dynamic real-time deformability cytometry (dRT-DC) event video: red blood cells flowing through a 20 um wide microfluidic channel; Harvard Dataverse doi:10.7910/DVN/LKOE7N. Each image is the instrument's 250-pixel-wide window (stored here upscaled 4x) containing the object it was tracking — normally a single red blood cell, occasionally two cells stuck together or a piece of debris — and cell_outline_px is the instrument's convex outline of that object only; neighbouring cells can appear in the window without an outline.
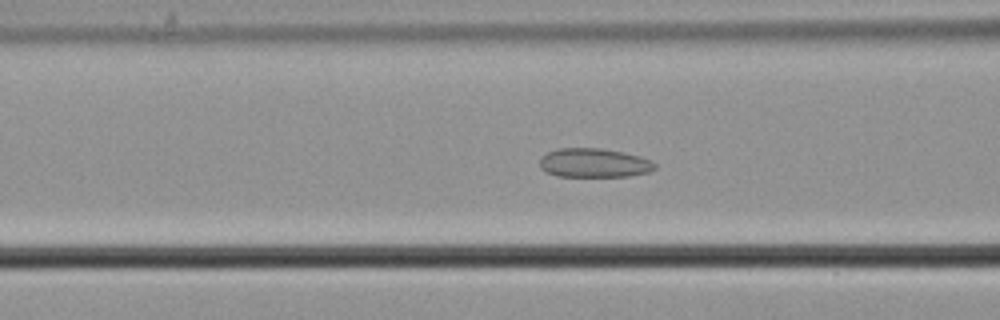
{"species": "common noctule bat (a hibernating species)", "species_latin": "Nyctalus noctula", "temperature_condition": "cold", "stored_images_in_passage": 57, "camera_frame_rate_fps": 3000, "um_per_image_px": 0.085, "animal": {"sex": "male", "body_mass_g": 21.5, "forearm_length_mm": 52.0}, "frame": {"image": 1, "passage_image": 23, "time_ms": 7.333, "image_size_px": [1000, 320], "cell_outline_px": [[656, 168], [652, 172], [628, 176], [556, 176], [544, 172], [540, 168], [540, 160], [548, 152], [556, 148], [600, 148], [624, 152], [640, 156], [652, 160], [656, 164]], "centroid_in_image_um": [50.52, 13.85], "position_along_channel_um": 116.1, "area_um2": 19.71}}
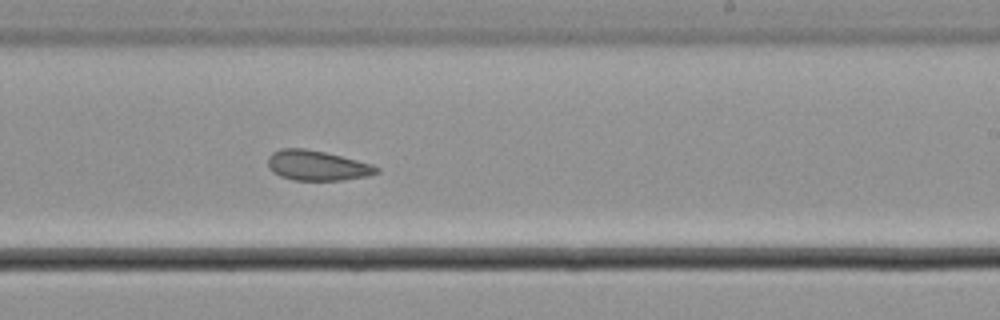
{"frame": {"image": 2, "passage_image": 35, "time_ms": 11.333, "image_size_px": [1000, 320], "cell_outline_px": [[380, 172], [368, 176], [340, 180], [292, 180], [280, 176], [272, 172], [268, 168], [268, 156], [272, 152], [280, 148], [304, 148], [324, 152], [372, 164], [380, 168]], "centroid_in_image_um": [26.92, 14.07], "position_along_channel_um": 262.1, "area_um2": 19.07}}
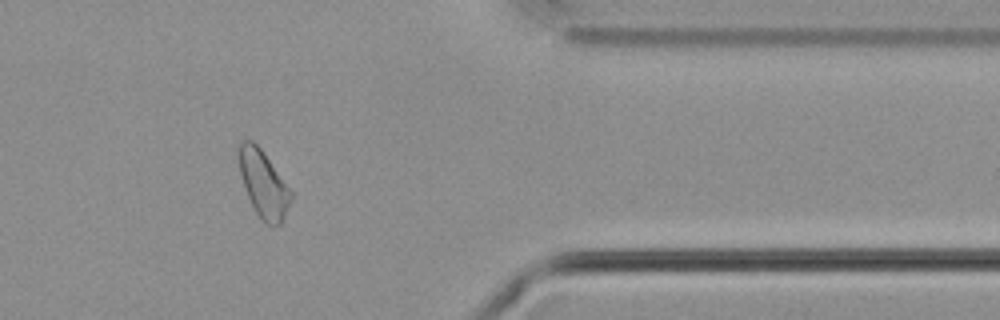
{"frame": {"image": 3, "passage_image": 47, "time_ms": 15.333, "image_size_px": [1000, 320], "cell_outline_px": [[292, 196], [284, 216], [280, 224], [264, 224], [256, 212], [248, 196], [240, 172], [236, 148], [244, 140], [252, 140], [260, 148], [292, 192]], "centroid_in_image_um": [22.36, 15.61], "position_along_channel_um": 389.0, "area_um2": 19.77}, "authors_computed_cell_mechanics": {"area_um2": 20.9236, "velocity_mm_per_s": 3.6553, "shape_relaxation_time_tau1_ms": null, "shape_relaxation_time_tau2_ms": 1.4278, "deformation_change_tau1": null, "deformation_change_tau2": 0.0696}}